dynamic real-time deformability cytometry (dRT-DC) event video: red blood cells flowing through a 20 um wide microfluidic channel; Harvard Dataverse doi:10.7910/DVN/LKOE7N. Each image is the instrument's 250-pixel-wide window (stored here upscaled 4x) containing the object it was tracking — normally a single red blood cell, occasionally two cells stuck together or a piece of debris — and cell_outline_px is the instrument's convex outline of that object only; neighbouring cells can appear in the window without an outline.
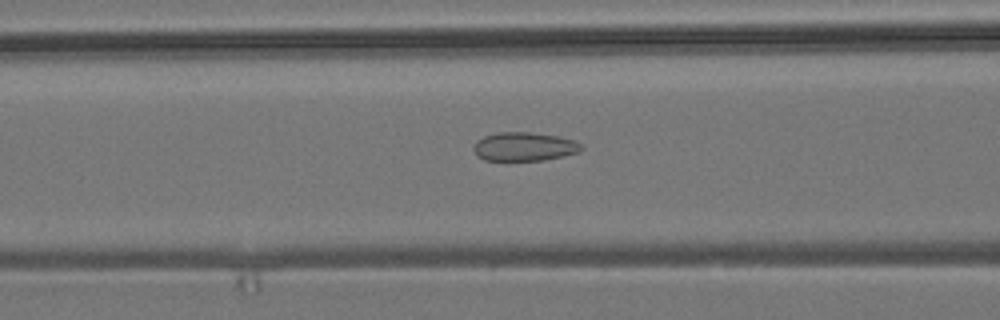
{"species": "common noctule bat (a hibernating species)", "species_latin": "Nyctalus noctula", "temperature_condition": "room temperature", "stored_images_in_passage": 52, "camera_frame_rate_fps": 3000, "um_per_image_px": 0.085, "animal": {"sex": "male", "body_mass_g": 19.2, "forearm_length_mm": 51.8}, "frame": {"image": 1, "passage_image": 21, "time_ms": 6.667, "image_size_px": [1000, 320], "cell_outline_px": [[584, 148], [580, 152], [544, 160], [484, 160], [476, 156], [472, 148], [472, 144], [476, 140], [484, 136], [500, 132], [528, 132], [560, 136], [584, 144]], "centroid_in_image_um": [44.55, 12.46], "position_along_channel_um": 122.1, "area_um2": 18.26}}
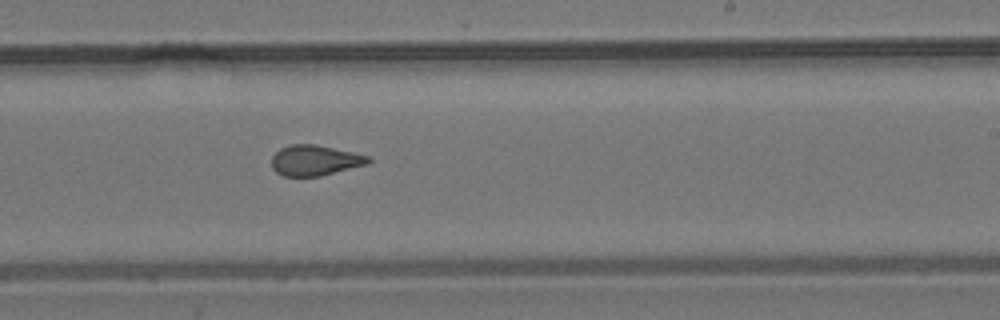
{"frame": {"image": 2, "passage_image": 32, "time_ms": 10.333, "image_size_px": [1000, 320], "cell_outline_px": [[372, 160], [368, 164], [320, 176], [284, 176], [276, 172], [272, 168], [272, 156], [280, 148], [292, 144], [316, 144], [352, 152], [368, 156]], "centroid_in_image_um": [26.76, 13.63], "position_along_channel_um": 262.2, "area_um2": 17.11}}
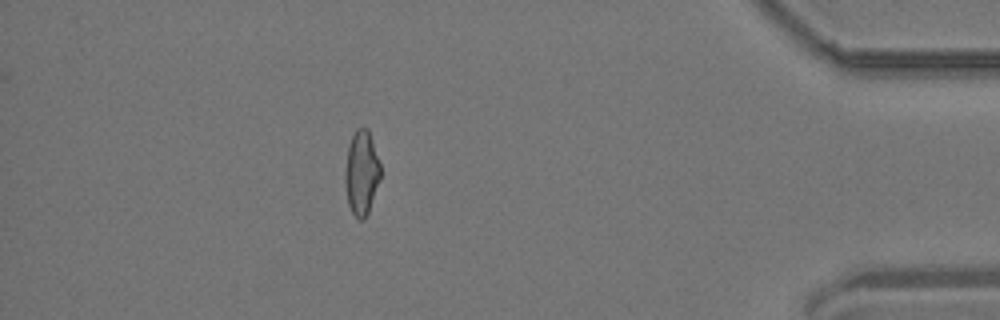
{"frame": {"image": 3, "passage_image": 47, "time_ms": 15.333, "image_size_px": [1000, 320], "cell_outline_px": [[380, 180], [368, 212], [364, 220], [360, 220], [352, 212], [348, 204], [344, 184], [344, 172], [348, 144], [356, 128], [368, 128], [380, 164]], "centroid_in_image_um": [30.71, 14.68], "position_along_channel_um": 404.5, "area_um2": 17.51}}